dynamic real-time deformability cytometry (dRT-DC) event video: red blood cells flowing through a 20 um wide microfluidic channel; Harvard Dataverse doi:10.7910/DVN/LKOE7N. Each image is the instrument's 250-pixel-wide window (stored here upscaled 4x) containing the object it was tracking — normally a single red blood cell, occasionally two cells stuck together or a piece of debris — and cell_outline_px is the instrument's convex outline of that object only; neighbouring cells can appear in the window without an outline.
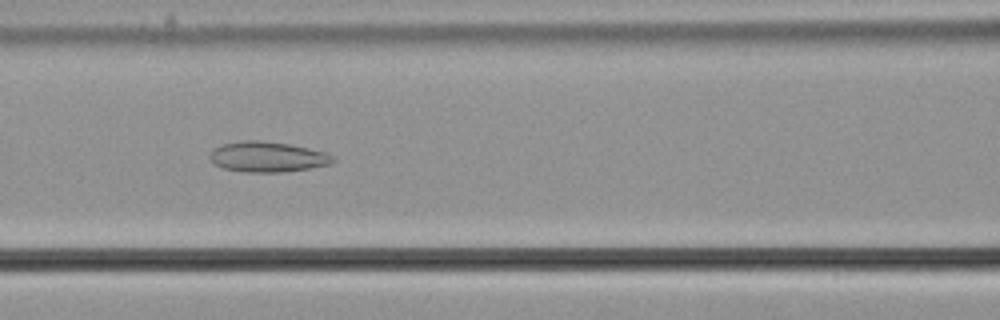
{"species": "common noctule bat (a hibernating species)", "species_latin": "Nyctalus noctula", "temperature_condition": "cold", "stored_images_in_passage": 55, "camera_frame_rate_fps": 3000, "um_per_image_px": 0.085, "animal": {"sex": "male", "body_mass_g": 21.5, "forearm_length_mm": 52.0}, "frame": {"image": 1, "passage_image": 24, "time_ms": 7.667, "image_size_px": [1000, 320], "cell_outline_px": [[336, 160], [332, 164], [284, 172], [244, 172], [224, 168], [212, 164], [208, 156], [212, 148], [220, 144], [244, 140], [260, 140], [288, 144], [308, 148], [324, 152], [336, 156]], "centroid_in_image_um": [22.7, 13.33], "position_along_channel_um": 143.9, "area_um2": 22.08}}
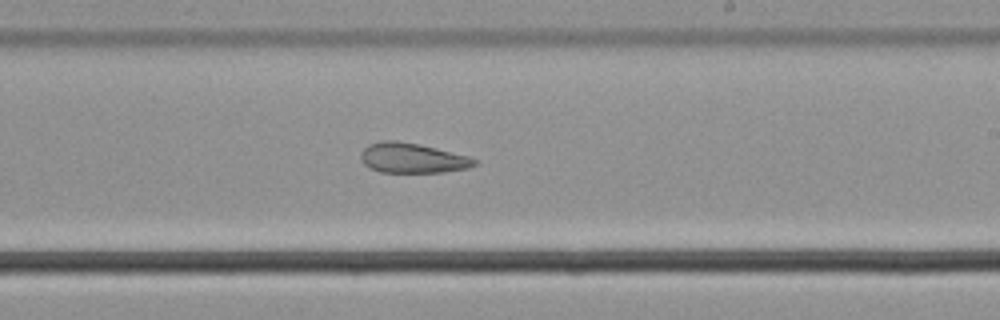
{"frame": {"image": 2, "passage_image": 33, "time_ms": 10.667, "image_size_px": [1000, 320], "cell_outline_px": [[480, 160], [476, 164], [468, 168], [444, 172], [380, 172], [368, 168], [360, 160], [360, 152], [368, 144], [380, 140], [396, 140], [436, 148], [468, 156]], "centroid_in_image_um": [35.01, 13.43], "position_along_channel_um": 254.0, "area_um2": 20.0}}
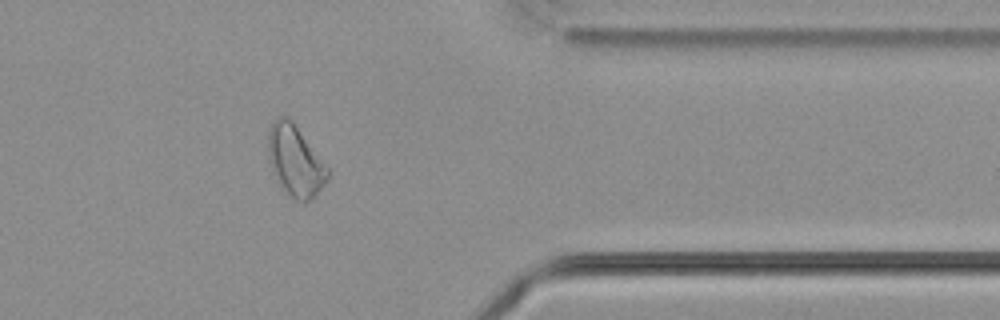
{"frame": {"image": 3, "passage_image": 45, "time_ms": 14.667, "image_size_px": [1000, 320], "cell_outline_px": [[328, 176], [324, 184], [312, 200], [304, 204], [296, 200], [284, 192], [276, 180], [268, 160], [268, 132], [272, 124], [280, 116], [288, 116], [292, 120], [328, 168]], "centroid_in_image_um": [25.07, 13.71], "position_along_channel_um": 386.3, "area_um2": 24.57}, "authors_computed_cell_mechanics": {"area_um2": 25.432, "velocity_mm_per_s": 3.6785, "shape_relaxation_time_tau1_ms": null, "shape_relaxation_time_tau2_ms": 6.4867, "deformation_change_tau1": null, "deformation_change_tau2": 0.1542}}